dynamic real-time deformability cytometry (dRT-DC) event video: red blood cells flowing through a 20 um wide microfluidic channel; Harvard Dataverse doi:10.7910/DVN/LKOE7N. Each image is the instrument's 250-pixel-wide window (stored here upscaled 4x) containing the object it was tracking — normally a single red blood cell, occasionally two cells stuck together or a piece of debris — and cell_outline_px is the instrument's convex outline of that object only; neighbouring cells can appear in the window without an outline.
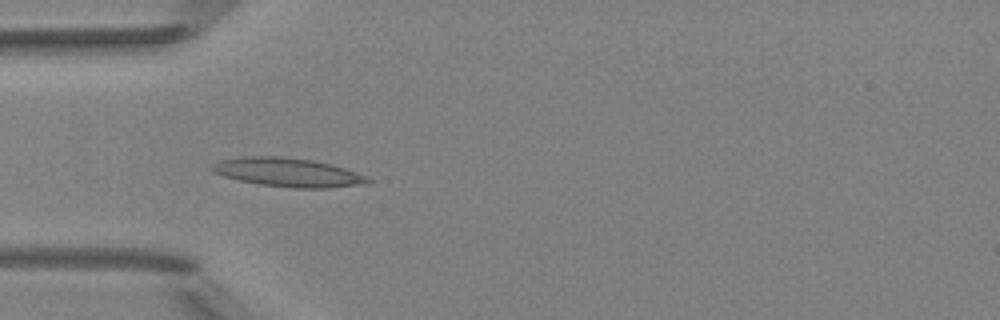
{"species": "Egyptian fruit bat (a non-hibernating species)", "species_latin": "Rousettus aegyptiacus", "temperature_condition": "room temperature", "stored_images_in_passage": 5, "camera_frame_rate_fps": 3000, "um_per_image_px": 0.085, "animal": {"sex": "female"}, "frame": {"image": 1, "passage_image": 4, "time_ms": 1.0, "image_size_px": [1000, 320], "cell_outline_px": [[372, 180], [368, 184], [328, 188], [296, 188], [260, 184], [240, 180], [224, 176], [212, 172], [208, 168], [212, 164], [220, 160], [240, 156], [280, 156], [312, 160], [344, 168], [368, 176]], "centroid_in_image_um": [24.46, 14.65], "position_along_channel_um": 60.5, "area_um2": 26.24}}
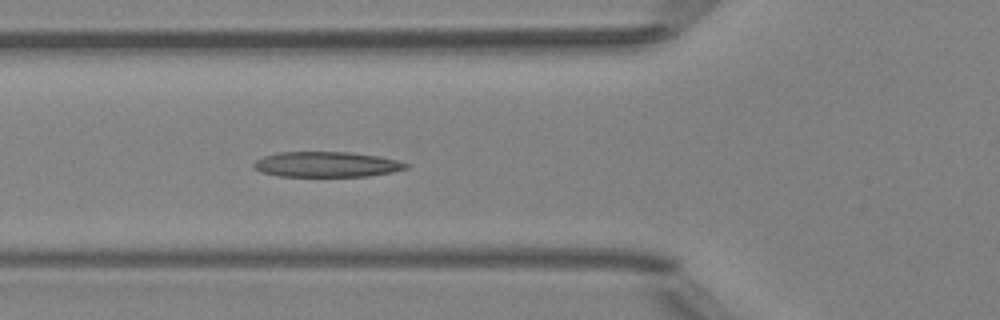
{"frame": {"image": 2, "passage_image": 5, "time_ms": 1.333, "image_size_px": [1000, 320], "cell_outline_px": [[408, 168], [392, 172], [368, 176], [280, 176], [264, 172], [256, 168], [252, 164], [256, 160], [264, 156], [280, 152], [352, 152], [380, 156], [396, 160], [408, 164]], "centroid_in_image_um": [27.79, 13.97], "position_along_channel_um": 98.0, "area_um2": 22.31}}